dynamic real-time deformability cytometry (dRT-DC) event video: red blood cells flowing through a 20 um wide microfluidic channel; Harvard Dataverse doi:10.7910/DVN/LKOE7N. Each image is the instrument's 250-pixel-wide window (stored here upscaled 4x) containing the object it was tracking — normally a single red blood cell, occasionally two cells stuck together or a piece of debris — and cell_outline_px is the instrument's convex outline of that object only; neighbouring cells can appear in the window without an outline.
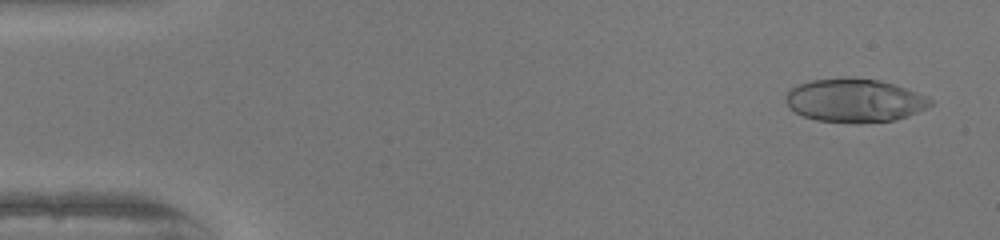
{"species": "human", "species_latin": "Homo sapiens", "temperature_condition": "warm", "stored_images_in_passage": 51, "camera_frame_rate_fps": 3000, "um_per_image_px": 0.085, "donor": {"sex": "female"}, "frame": {"image": 1, "passage_image": 3, "time_ms": 0.667, "image_size_px": [1000, 240], "cell_outline_px": [[932, 104], [908, 116], [896, 120], [860, 124], [816, 120], [804, 116], [796, 112], [784, 100], [784, 96], [796, 84], [812, 80], [848, 76], [880, 80], [916, 92], [932, 100]], "centroid_in_image_um": [72.6, 8.53], "position_along_channel_um": 12.4, "area_um2": 36.76}}
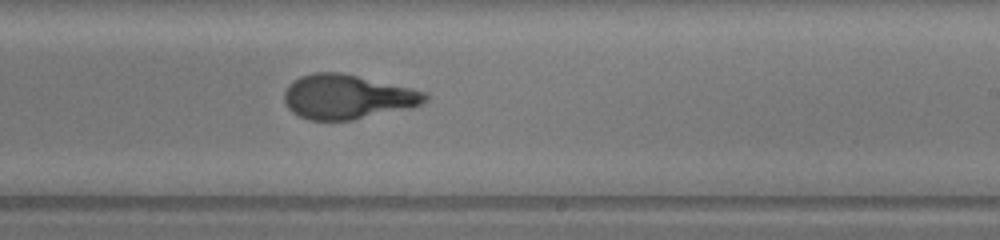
{"frame": {"image": 2, "passage_image": 31, "time_ms": 10.0, "image_size_px": [1000, 240], "cell_outline_px": [[428, 100], [412, 108], [352, 120], [308, 120], [292, 112], [288, 108], [284, 100], [284, 92], [288, 84], [292, 80], [300, 76], [312, 72], [340, 72], [412, 88], [428, 92]], "centroid_in_image_um": [29.52, 8.23], "position_along_channel_um": 259.5, "area_um2": 36.76}}
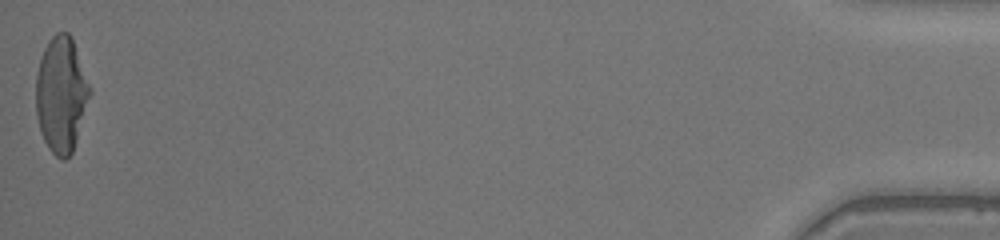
{"frame": {"image": 3, "passage_image": 51, "time_ms": 16.667, "image_size_px": [1000, 240], "cell_outline_px": [[92, 92], [72, 152], [64, 160], [60, 160], [48, 148], [40, 132], [36, 116], [36, 76], [40, 60], [44, 48], [48, 40], [56, 32], [68, 32], [72, 36], [92, 88]], "centroid_in_image_um": [5.21, 8.01], "position_along_channel_um": 430.0, "area_um2": 36.7}, "authors_computed_cell_mechanics": {"area_um2": 35.836, "velocity_mm_per_s": 4.0817, "shape_relaxation_time_tau1_ms": 7.2727, "shape_relaxation_time_tau2_ms": 0.7356, "deformation_change_tau1": 0.344, "deformation_change_tau2": 0.0863}}